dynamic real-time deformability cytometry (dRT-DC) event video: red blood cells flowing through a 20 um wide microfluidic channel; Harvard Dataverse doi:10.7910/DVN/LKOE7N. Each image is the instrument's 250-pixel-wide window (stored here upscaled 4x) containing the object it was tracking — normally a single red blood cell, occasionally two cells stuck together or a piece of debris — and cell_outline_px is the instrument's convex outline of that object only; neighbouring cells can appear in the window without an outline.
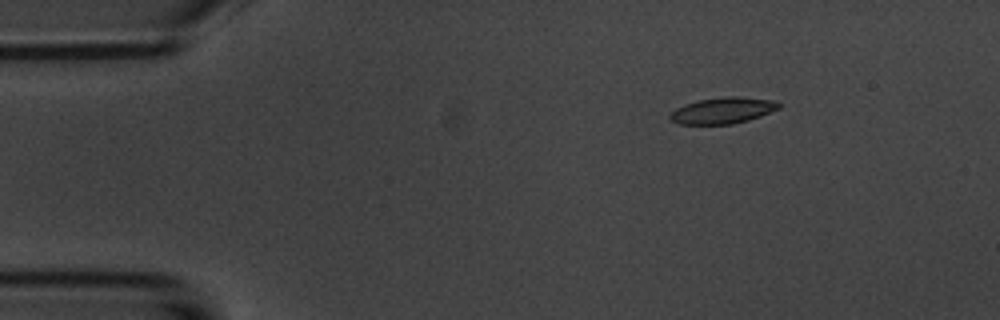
{"species": "common noctule bat (a hibernating species)", "species_latin": "Nyctalus noctula", "temperature_condition": "room temperature", "stored_images_in_passage": 7, "camera_frame_rate_fps": 3000, "um_per_image_px": 0.085, "animal": {"sex": "male", "body_mass_g": 20.1, "forearm_length_mm": 53.5}, "frame": {"image": 1, "passage_image": 3, "time_ms": 2.333, "image_size_px": [1000, 320], "cell_outline_px": [[780, 108], [760, 116], [748, 120], [732, 124], [680, 124], [672, 120], [668, 116], [676, 108], [684, 104], [700, 100], [728, 96], [736, 96], [772, 100], [780, 104]], "centroid_in_image_um": [61.43, 9.39], "position_along_channel_um": 23.6, "area_um2": 16.42}}
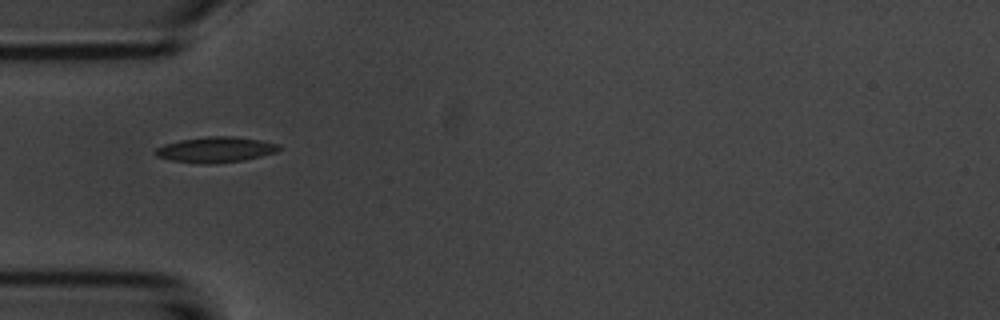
{"frame": {"image": 2, "passage_image": 5, "time_ms": 5.333, "image_size_px": [1000, 320], "cell_outline_px": [[280, 148], [276, 152], [244, 160], [216, 164], [200, 164], [172, 160], [156, 156], [152, 152], [156, 148], [164, 144], [180, 140], [208, 136], [232, 136], [260, 140], [280, 144]], "centroid_in_image_um": [18.3, 12.72], "position_along_channel_um": 66.7, "area_um2": 18.5}}
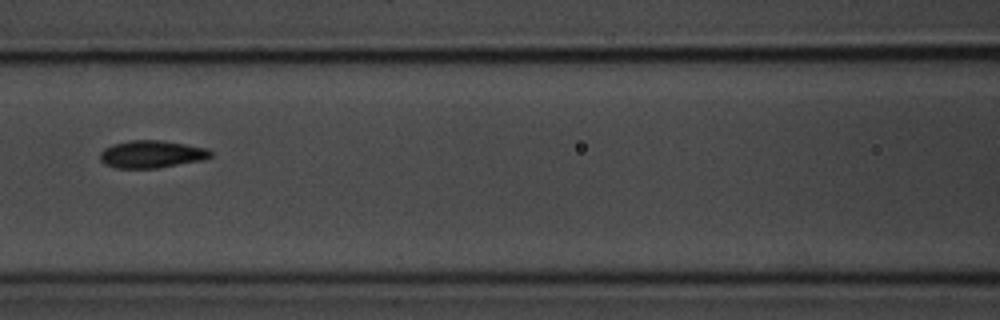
{"frame": {"image": 3, "passage_image": 7, "time_ms": 7.667, "image_size_px": [1000, 320], "cell_outline_px": [[212, 156], [204, 160], [160, 168], [116, 168], [104, 164], [100, 160], [100, 152], [104, 148], [112, 144], [128, 140], [160, 140], [208, 148], [212, 152]], "centroid_in_image_um": [12.88, 13.11], "position_along_channel_um": 153.7, "area_um2": 17.92}}